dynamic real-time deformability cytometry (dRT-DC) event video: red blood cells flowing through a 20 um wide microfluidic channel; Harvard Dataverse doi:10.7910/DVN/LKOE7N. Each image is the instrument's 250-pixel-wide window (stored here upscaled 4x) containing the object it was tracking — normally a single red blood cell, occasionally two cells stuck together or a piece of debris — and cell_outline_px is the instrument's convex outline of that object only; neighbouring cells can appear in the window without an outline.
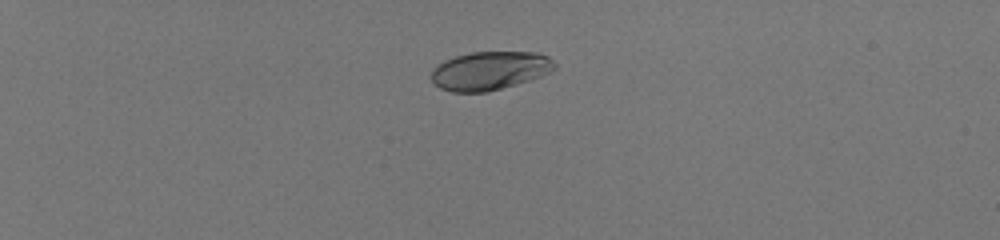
{"species": "human", "species_latin": "Homo sapiens", "temperature_condition": "room temperature", "stored_images_in_passage": 41, "camera_frame_rate_fps": 3000, "um_per_image_px": 0.085, "donor": {"sex": "male"}, "frame": {"image": 1, "passage_image": 1, "time_ms": 0.0, "image_size_px": [1000, 240], "cell_outline_px": [[556, 68], [540, 76], [516, 84], [488, 92], [452, 92], [440, 88], [432, 80], [432, 72], [436, 64], [444, 60], [456, 56], [472, 52], [540, 52], [548, 56], [556, 64]], "centroid_in_image_um": [41.63, 6.0], "position_along_channel_um": 43.4, "area_um2": 27.63}}
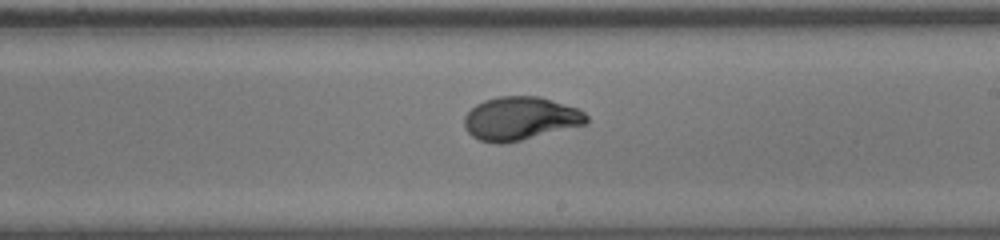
{"frame": {"image": 2, "passage_image": 23, "time_ms": 7.333, "image_size_px": [1000, 240], "cell_outline_px": [[588, 120], [584, 124], [504, 144], [496, 144], [480, 140], [472, 136], [464, 128], [464, 116], [476, 104], [484, 100], [500, 96], [540, 96], [576, 108], [584, 112], [588, 116]], "centroid_in_image_um": [44.18, 10.07], "position_along_channel_um": 244.8, "area_um2": 30.63}}
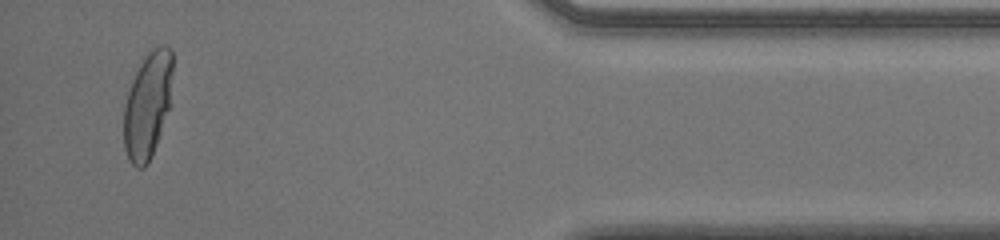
{"frame": {"image": 3, "passage_image": 39, "time_ms": 12.667, "image_size_px": [1000, 240], "cell_outline_px": [[172, 72], [168, 108], [152, 156], [148, 164], [144, 168], [136, 168], [128, 160], [124, 148], [124, 104], [132, 80], [148, 48], [160, 44], [164, 44], [172, 48]], "centroid_in_image_um": [12.53, 8.9], "position_along_channel_um": 422.7, "area_um2": 30.29}, "authors_computed_cell_mechanics": {"area_um2": 30.2872, "velocity_mm_per_s": 4.0519, "shape_relaxation_time_tau1_ms": 4.7617, "shape_relaxation_time_tau2_ms": null, "deformation_change_tau1": 0.2308, "deformation_change_tau2": null}}